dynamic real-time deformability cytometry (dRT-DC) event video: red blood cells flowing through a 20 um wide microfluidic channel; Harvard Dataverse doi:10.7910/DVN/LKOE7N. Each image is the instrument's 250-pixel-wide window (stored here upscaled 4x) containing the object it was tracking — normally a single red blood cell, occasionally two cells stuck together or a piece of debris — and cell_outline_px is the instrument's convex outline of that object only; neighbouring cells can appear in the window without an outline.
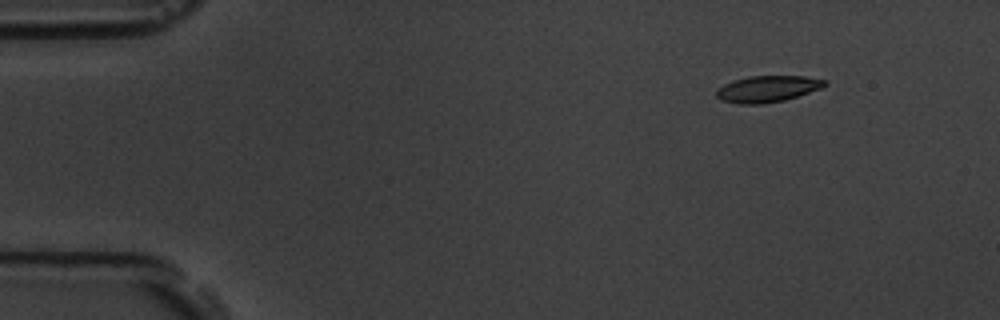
{"species": "common noctule bat (a hibernating species)", "species_latin": "Nyctalus noctula", "temperature_condition": "room temperature", "stored_images_in_passage": 4, "camera_frame_rate_fps": 3000, "um_per_image_px": 0.085, "animal": {"sex": "male", "body_mass_g": 19.5, "forearm_length_mm": 54.6}, "frame": {"image": 1, "passage_image": 1, "time_ms": 0.0, "image_size_px": [1000, 320], "cell_outline_px": [[828, 84], [820, 88], [784, 100], [764, 104], [740, 104], [720, 100], [716, 96], [716, 88], [732, 80], [748, 76], [804, 76], [828, 80]], "centroid_in_image_um": [65.2, 7.55], "position_along_channel_um": 19.8, "area_um2": 16.76}}
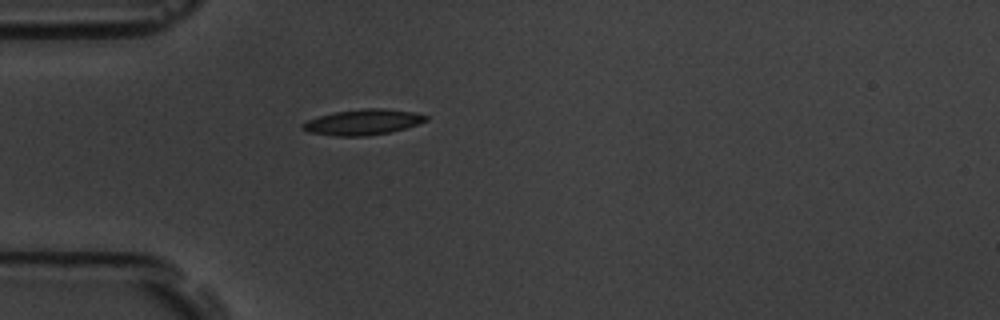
{"frame": {"image": 2, "passage_image": 4, "time_ms": 3.333, "image_size_px": [1000, 320], "cell_outline_px": [[428, 120], [404, 128], [388, 132], [364, 136], [336, 136], [308, 132], [300, 128], [300, 124], [308, 120], [320, 116], [336, 112], [364, 108], [384, 108], [416, 112], [428, 116]], "centroid_in_image_um": [30.83, 10.37], "position_along_channel_um": 54.2, "area_um2": 18.26}}